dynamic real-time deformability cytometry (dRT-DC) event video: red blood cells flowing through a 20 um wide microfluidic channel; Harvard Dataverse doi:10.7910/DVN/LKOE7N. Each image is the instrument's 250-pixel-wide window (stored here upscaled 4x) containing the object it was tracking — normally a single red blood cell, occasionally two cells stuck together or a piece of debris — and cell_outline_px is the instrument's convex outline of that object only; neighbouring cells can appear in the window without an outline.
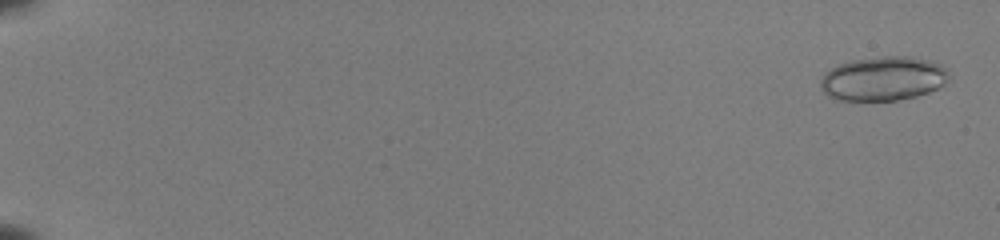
{"species": "common noctule bat (a hibernating species)", "species_latin": "Nyctalus noctula", "temperature_condition": "room temperature", "stored_images_in_passage": 53, "camera_frame_rate_fps": 3000, "um_per_image_px": 0.085, "animal": {"sex": "female", "body_mass_g": 22.0, "forearm_length_mm": 56.7}, "frame": {"image": 1, "passage_image": 2, "time_ms": 0.333, "image_size_px": [1000, 240], "cell_outline_px": [[948, 80], [944, 84], [928, 92], [916, 96], [896, 100], [836, 100], [828, 96], [820, 88], [820, 80], [824, 72], [836, 64], [852, 60], [884, 56], [912, 56], [932, 60], [948, 68]], "centroid_in_image_um": [75.06, 6.66], "position_along_channel_um": 9.9, "area_um2": 33.41}}